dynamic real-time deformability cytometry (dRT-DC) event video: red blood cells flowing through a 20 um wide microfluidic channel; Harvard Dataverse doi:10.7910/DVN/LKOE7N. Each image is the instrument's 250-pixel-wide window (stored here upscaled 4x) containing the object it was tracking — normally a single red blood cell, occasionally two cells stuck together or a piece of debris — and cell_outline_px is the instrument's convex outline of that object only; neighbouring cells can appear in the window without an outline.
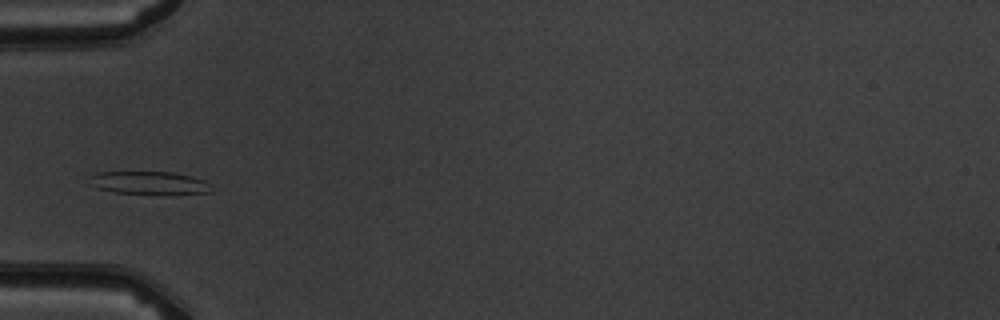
{"species": "common noctule bat (a hibernating species)", "species_latin": "Nyctalus noctula", "temperature_condition": "warm", "stored_images_in_passage": 4, "camera_frame_rate_fps": 3000, "um_per_image_px": 0.085, "animal": {"sex": "male", "body_mass_g": 19.5, "forearm_length_mm": 54.6}, "frame": {"image": 1, "passage_image": 3, "time_ms": 3.0, "image_size_px": [1000, 320], "cell_outline_px": [[212, 192], [172, 196], [168, 196], [116, 192], [100, 188], [92, 184], [88, 176], [96, 172], [172, 172], [192, 176], [204, 180]], "centroid_in_image_um": [12.74, 15.57], "position_along_channel_um": 72.3, "area_um2": 16.7}}
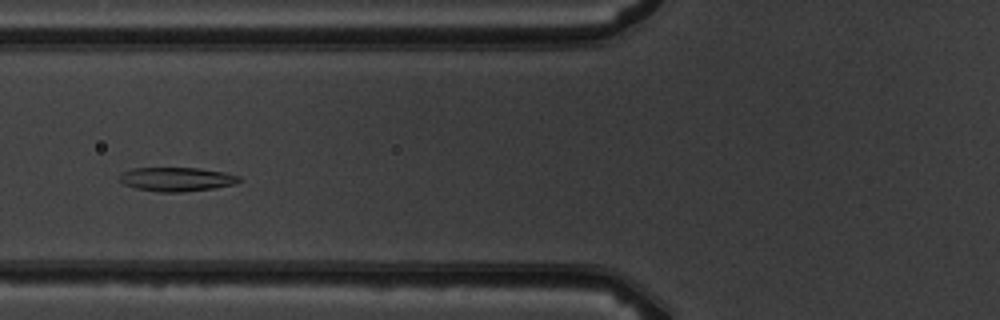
{"frame": {"image": 2, "passage_image": 4, "time_ms": 4.0, "image_size_px": [1000, 320], "cell_outline_px": [[240, 180], [236, 184], [212, 188], [184, 192], [160, 192], [136, 188], [124, 184], [116, 180], [124, 172], [132, 168], [196, 168], [224, 172], [240, 176]], "centroid_in_image_um": [15.0, 15.24], "position_along_channel_um": 110.8, "area_um2": 16.65}}